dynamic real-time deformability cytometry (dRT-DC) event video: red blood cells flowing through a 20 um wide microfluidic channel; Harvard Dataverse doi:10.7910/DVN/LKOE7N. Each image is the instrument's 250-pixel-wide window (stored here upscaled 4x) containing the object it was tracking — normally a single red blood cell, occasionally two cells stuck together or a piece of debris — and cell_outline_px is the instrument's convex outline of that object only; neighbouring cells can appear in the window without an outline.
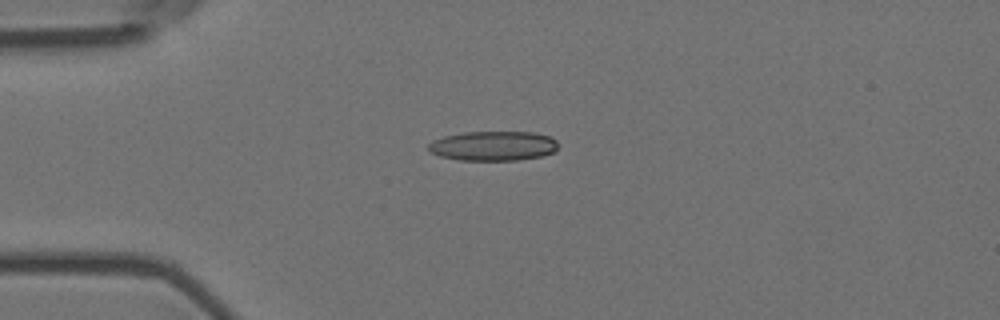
{"species": "Egyptian fruit bat (a non-hibernating species)", "species_latin": "Rousettus aegyptiacus", "temperature_condition": "room temperature", "stored_images_in_passage": 43, "camera_frame_rate_fps": 3000, "um_per_image_px": 0.085, "animal": {"sex": "female"}, "frame": {"image": 1, "passage_image": 1, "time_ms": 0.0, "image_size_px": [1000, 320], "cell_outline_px": [[556, 148], [552, 152], [540, 156], [516, 160], [460, 160], [440, 156], [432, 152], [428, 148], [428, 144], [432, 140], [444, 136], [464, 132], [532, 132], [552, 136], [556, 140]], "centroid_in_image_um": [41.91, 12.39], "position_along_channel_um": 43.1, "area_um2": 22.25}}
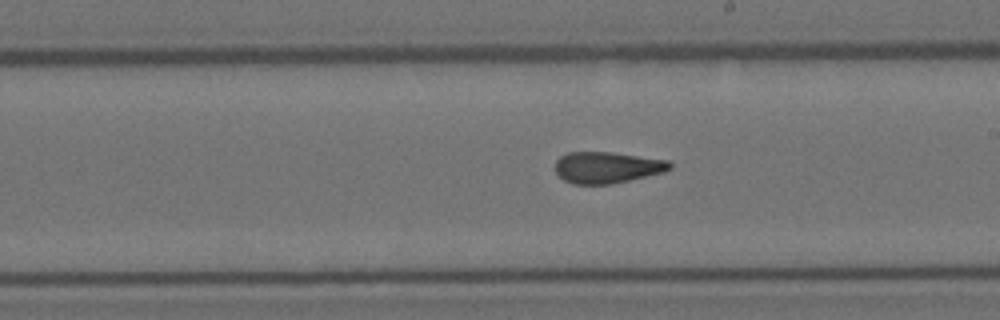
{"frame": {"image": 2, "passage_image": 19, "time_ms": 6.0, "image_size_px": [1000, 320], "cell_outline_px": [[672, 168], [664, 172], [612, 184], [572, 184], [564, 180], [556, 172], [556, 160], [560, 156], [568, 152], [608, 152], [668, 160], [672, 164]], "centroid_in_image_um": [51.59, 14.23], "position_along_channel_um": 237.4, "area_um2": 20.87}}
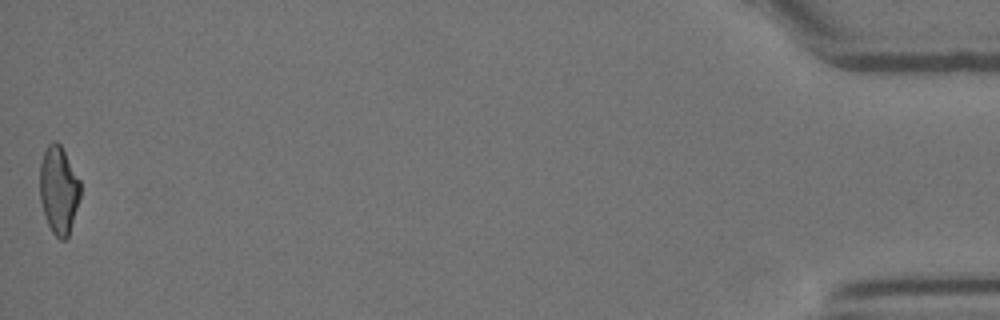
{"frame": {"image": 3, "passage_image": 43, "time_ms": 14.0, "image_size_px": [1000, 320], "cell_outline_px": [[80, 196], [68, 236], [64, 240], [60, 240], [52, 232], [48, 224], [40, 200], [40, 164], [44, 152], [48, 144], [52, 140], [56, 140], [60, 144], [80, 180]], "centroid_in_image_um": [4.98, 16.13], "position_along_channel_um": 430.2, "area_um2": 20.52}, "authors_computed_cell_mechanics": {"area_um2": 21.4438, "velocity_mm_per_s": 3.6129, "shape_relaxation_time_tau1_ms": null, "shape_relaxation_time_tau2_ms": 2.062, "deformation_change_tau1": null, "deformation_change_tau2": 0.0994}}